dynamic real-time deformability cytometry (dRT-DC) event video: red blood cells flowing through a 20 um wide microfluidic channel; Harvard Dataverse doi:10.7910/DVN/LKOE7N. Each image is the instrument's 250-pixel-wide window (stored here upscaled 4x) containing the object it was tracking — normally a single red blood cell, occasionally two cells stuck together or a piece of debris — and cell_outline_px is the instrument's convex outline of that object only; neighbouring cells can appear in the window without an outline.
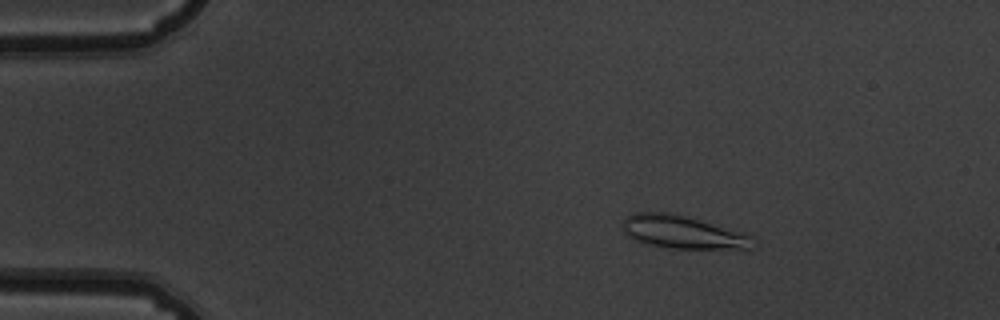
{"species": "common noctule bat (a hibernating species)", "species_latin": "Nyctalus noctula", "temperature_condition": "warm", "stored_images_in_passage": 54, "camera_frame_rate_fps": 3000, "um_per_image_px": 0.085, "animal": {"sex": "male", "body_mass_g": 19.5, "forearm_length_mm": 54.6}, "frame": {"image": 1, "passage_image": 9, "time_ms": 2.667, "image_size_px": [1000, 320], "cell_outline_px": [[756, 248], [672, 248], [640, 244], [628, 236], [624, 232], [624, 220], [632, 212], [668, 212], [688, 216], [744, 232], [752, 236]], "centroid_in_image_um": [58.03, 19.72], "position_along_channel_um": 27.0, "area_um2": 25.26}}
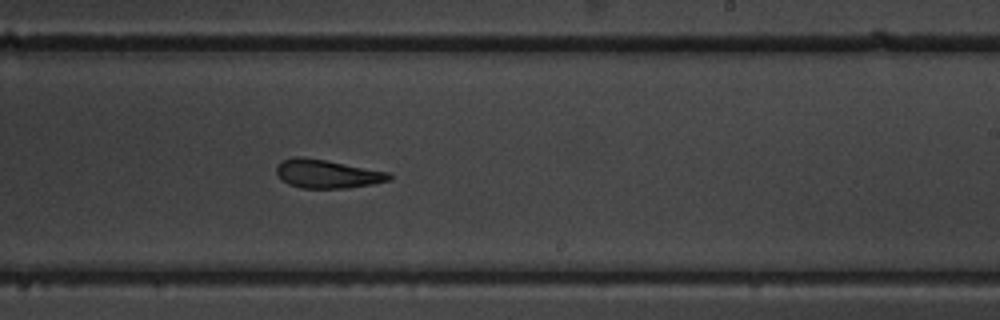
{"frame": {"image": 2, "passage_image": 33, "time_ms": 10.667, "image_size_px": [1000, 320], "cell_outline_px": [[392, 180], [372, 184], [348, 188], [300, 188], [288, 184], [276, 172], [276, 168], [280, 160], [292, 156], [300, 156], [328, 160], [388, 172], [392, 176]], "centroid_in_image_um": [27.8, 14.76], "position_along_channel_um": 261.2, "area_um2": 18.9}}
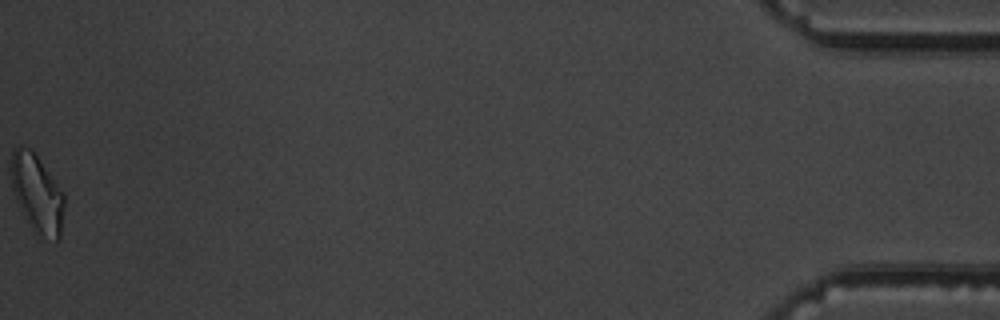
{"frame": {"image": 3, "passage_image": 54, "time_ms": 17.667, "image_size_px": [1000, 320], "cell_outline_px": [[64, 204], [60, 240], [56, 240], [36, 236], [24, 216], [16, 200], [12, 188], [12, 148], [20, 144], [32, 148], [36, 152], [64, 192]], "centroid_in_image_um": [3.17, 16.42], "position_along_channel_um": 432.0, "area_um2": 24.74}, "authors_computed_cell_mechanics": {"area_um2": 20.3456, "velocity_mm_per_s": 3.8004, "shape_relaxation_time_tau1_ms": null, "shape_relaxation_time_tau2_ms": 2.586, "deformation_change_tau1": null, "deformation_change_tau2": 0.1164}}